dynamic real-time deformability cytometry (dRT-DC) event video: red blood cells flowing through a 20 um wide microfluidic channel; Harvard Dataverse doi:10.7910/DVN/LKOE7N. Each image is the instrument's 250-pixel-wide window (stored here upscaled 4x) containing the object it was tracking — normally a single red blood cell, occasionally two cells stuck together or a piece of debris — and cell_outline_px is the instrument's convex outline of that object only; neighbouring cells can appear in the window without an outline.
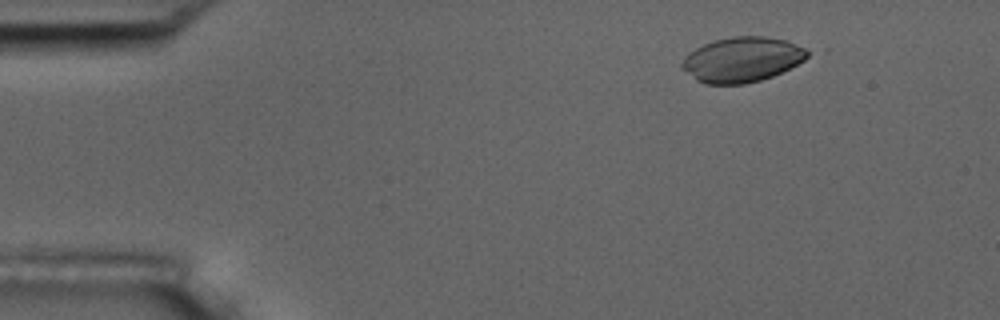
{"species": "common noctule bat (a hibernating species)", "species_latin": "Nyctalus noctula", "temperature_condition": "room temperature", "stored_images_in_passage": 4, "camera_frame_rate_fps": 3000, "um_per_image_px": 0.085, "animal": {"sex": "male", "body_mass_g": 17.5, "forearm_length_mm": 52.3}, "frame": {"image": 1, "passage_image": 1, "time_ms": 0.0, "image_size_px": [1000, 320], "cell_outline_px": [[816, 52], [804, 60], [772, 76], [760, 80], [744, 84], [704, 84], [696, 80], [680, 64], [684, 56], [688, 52], [704, 44], [716, 40], [732, 36], [764, 36], [784, 40]], "centroid_in_image_um": [63.1, 5.06], "position_along_channel_um": 21.9, "area_um2": 32.83}}